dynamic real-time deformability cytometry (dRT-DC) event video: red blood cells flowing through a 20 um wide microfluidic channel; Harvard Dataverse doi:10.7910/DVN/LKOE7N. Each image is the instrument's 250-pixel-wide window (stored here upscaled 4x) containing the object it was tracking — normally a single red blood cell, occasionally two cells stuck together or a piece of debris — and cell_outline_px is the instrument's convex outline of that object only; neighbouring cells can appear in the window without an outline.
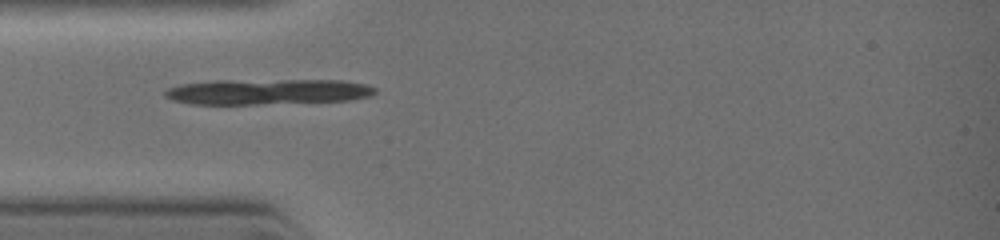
{"species": "common noctule bat (a hibernating species)", "species_latin": "Nyctalus noctula", "temperature_condition": "warm", "stored_images_in_passage": 5, "camera_frame_rate_fps": 3000, "um_per_image_px": 0.085, "animal": {"sex": "female", "body_mass_g": 19.0, "forearm_length_mm": 51.5}, "frame": {"image": 1, "passage_image": 1, "time_ms": 0.0, "image_size_px": [1000, 240], "cell_outline_px": [[376, 92], [372, 96], [352, 100], [256, 104], [192, 104], [172, 100], [164, 96], [164, 92], [168, 88], [180, 84], [212, 80], [344, 80], [364, 84], [376, 88]], "centroid_in_image_um": [22.74, 7.79], "position_along_channel_um": 62.3, "area_um2": 31.5}}